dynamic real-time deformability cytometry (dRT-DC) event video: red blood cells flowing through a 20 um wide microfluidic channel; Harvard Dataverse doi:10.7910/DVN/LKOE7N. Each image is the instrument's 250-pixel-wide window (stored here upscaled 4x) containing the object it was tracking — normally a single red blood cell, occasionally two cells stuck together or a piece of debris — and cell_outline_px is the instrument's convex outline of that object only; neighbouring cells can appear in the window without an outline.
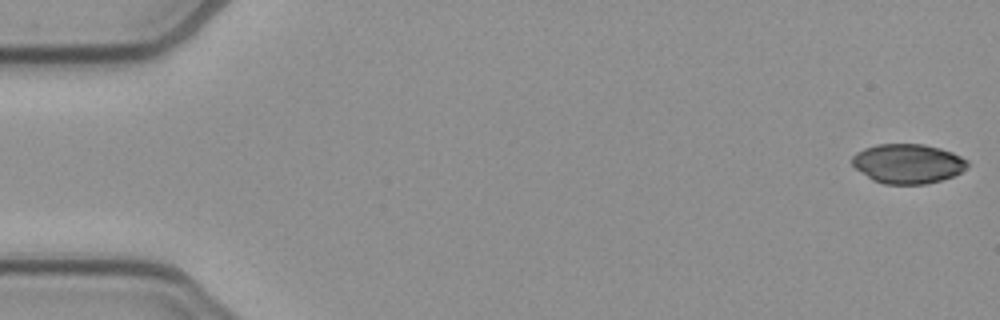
{"species": "common noctule bat (a hibernating species)", "species_latin": "Nyctalus noctula", "temperature_condition": "cold", "stored_images_in_passage": 52, "camera_frame_rate_fps": 3000, "um_per_image_px": 0.085, "animal": {"sex": "female", "body_mass_g": 21.9}, "frame": {"image": 1, "passage_image": 1, "time_ms": 0.0, "image_size_px": [1000, 320], "cell_outline_px": [[968, 168], [952, 176], [940, 180], [924, 184], [884, 184], [872, 180], [856, 168], [852, 164], [852, 156], [856, 152], [864, 148], [876, 144], [924, 144], [940, 148], [952, 152], [968, 160]], "centroid_in_image_um": [77.16, 13.9], "position_along_channel_um": 7.8, "area_um2": 26.59}}
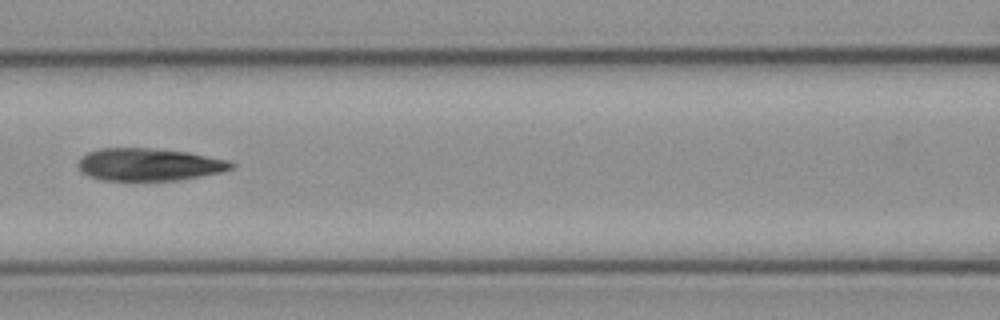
{"frame": {"image": 2, "passage_image": 23, "time_ms": 7.333, "image_size_px": [1000, 320], "cell_outline_px": [[236, 164], [232, 168], [224, 172], [180, 180], [100, 180], [88, 176], [80, 172], [76, 164], [80, 156], [88, 152], [100, 148], [152, 148], [188, 152], [228, 160]], "centroid_in_image_um": [12.64, 13.98], "position_along_channel_um": 154.0, "area_um2": 29.36}}
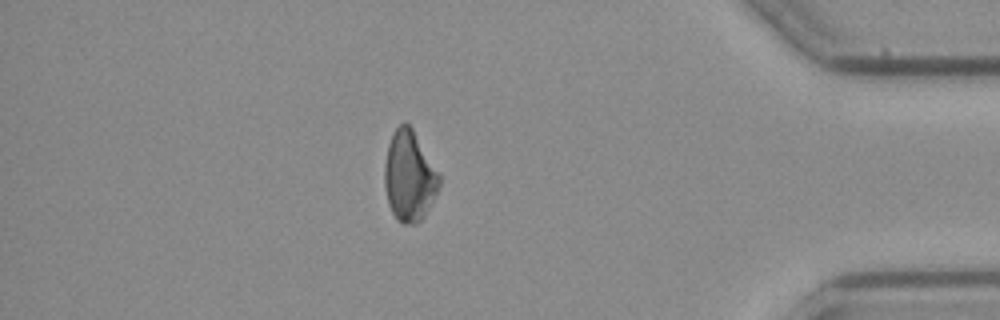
{"frame": {"image": 3, "passage_image": 45, "time_ms": 14.667, "image_size_px": [1000, 320], "cell_outline_px": [[440, 184], [424, 216], [416, 224], [404, 224], [396, 220], [388, 204], [384, 188], [384, 164], [388, 144], [396, 128], [404, 120], [412, 128], [440, 176]], "centroid_in_image_um": [34.75, 14.99], "position_along_channel_um": 400.4, "area_um2": 28.61}}